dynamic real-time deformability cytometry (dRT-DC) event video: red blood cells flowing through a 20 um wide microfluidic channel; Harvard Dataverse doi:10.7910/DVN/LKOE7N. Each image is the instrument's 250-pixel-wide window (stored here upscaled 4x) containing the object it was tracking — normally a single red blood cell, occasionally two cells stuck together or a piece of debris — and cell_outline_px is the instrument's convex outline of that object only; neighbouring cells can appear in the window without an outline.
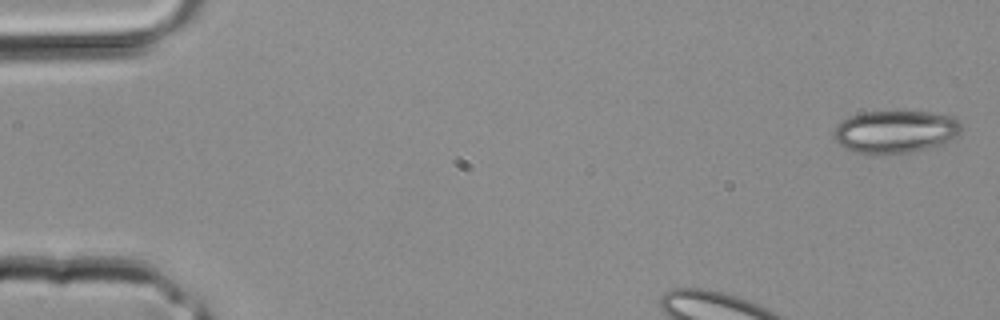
{"species": "common noctule bat (a hibernating species)", "species_latin": "Nyctalus noctula", "temperature_condition": "room temperature", "stored_images_in_passage": 3, "camera_frame_rate_fps": 3000, "um_per_image_px": 0.085, "animal": {"sex": "male", "body_mass_g": 20.4}, "frame": {"image": 1, "passage_image": 1, "time_ms": 0.0, "image_size_px": [1000, 320], "cell_outline_px": [[960, 132], [956, 136], [944, 144], [912, 152], [852, 152], [844, 148], [832, 136], [832, 132], [848, 116], [860, 112], [900, 108], [956, 116], [960, 124]], "centroid_in_image_um": [76.12, 11.12], "position_along_channel_um": 8.9, "area_um2": 32.31}}